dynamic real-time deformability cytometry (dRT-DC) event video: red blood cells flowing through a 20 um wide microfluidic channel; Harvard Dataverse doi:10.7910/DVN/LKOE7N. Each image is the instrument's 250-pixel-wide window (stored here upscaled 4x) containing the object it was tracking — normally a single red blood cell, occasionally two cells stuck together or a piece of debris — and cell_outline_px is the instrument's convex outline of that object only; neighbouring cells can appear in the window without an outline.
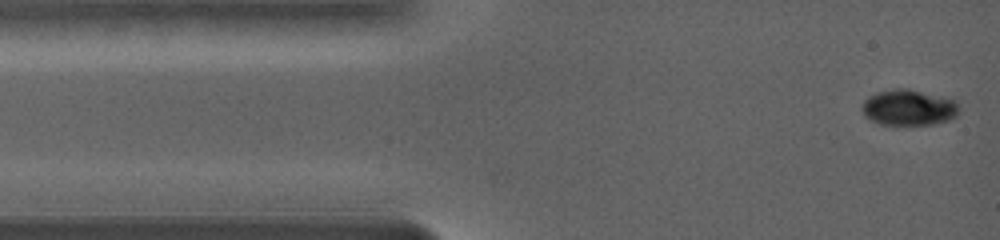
{"species": "common noctule bat (a hibernating species)", "species_latin": "Nyctalus noctula", "temperature_condition": "warm", "stored_images_in_passage": 52, "camera_frame_rate_fps": 5000, "um_per_image_px": 0.085, "animal": {"sex": "female", "body_mass_g": 19.0, "forearm_length_mm": 56.7}, "frame": {"image": 1, "passage_image": 1, "time_ms": 0.0, "image_size_px": [1000, 240], "cell_outline_px": [[960, 112], [956, 116], [948, 120], [932, 124], [880, 124], [864, 116], [864, 100], [880, 92], [920, 92], [944, 96], [956, 100], [960, 108]], "centroid_in_image_um": [77.35, 9.2], "position_along_channel_um": 7.7, "area_um2": 19.19}}
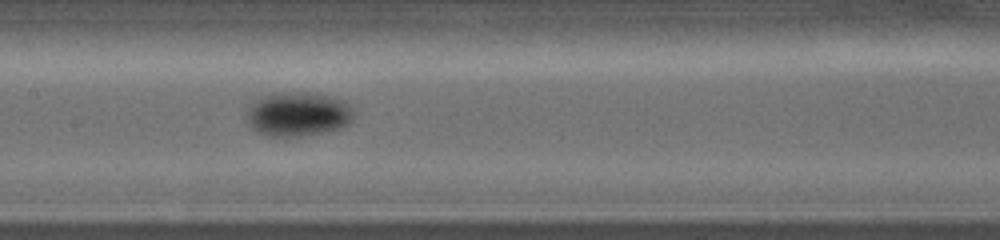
{"frame": {"image": 2, "passage_image": 24, "time_ms": 6.6, "image_size_px": [1000, 240], "cell_outline_px": [[348, 120], [332, 128], [312, 132], [268, 132], [260, 128], [256, 124], [252, 116], [256, 104], [260, 100], [268, 96], [284, 92], [308, 92], [324, 96], [336, 100], [340, 104], [348, 116]], "centroid_in_image_um": [25.35, 9.59], "position_along_channel_um": 182.1, "area_um2": 22.43}}
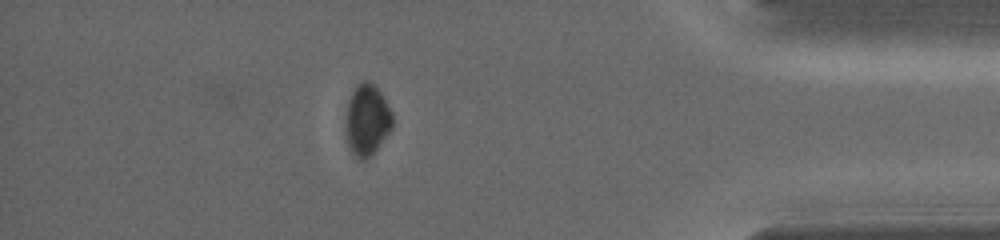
{"frame": {"image": 3, "passage_image": 45, "time_ms": 13.8, "image_size_px": [1000, 240], "cell_outline_px": [[392, 128], [376, 148], [364, 160], [360, 160], [352, 148], [348, 140], [348, 108], [352, 96], [356, 88], [360, 84], [372, 84], [380, 92], [392, 116]], "centroid_in_image_um": [31.25, 10.22], "position_along_channel_um": 404.0, "area_um2": 17.51}, "authors_computed_cell_mechanics": {"area_um2": 18.9584, "velocity_mm_per_s": 3.6415, "shape_relaxation_time_tau1_ms": 1.6091, "shape_relaxation_time_tau2_ms": null, "deformation_change_tau1": 0.1167, "deformation_change_tau2": null}}